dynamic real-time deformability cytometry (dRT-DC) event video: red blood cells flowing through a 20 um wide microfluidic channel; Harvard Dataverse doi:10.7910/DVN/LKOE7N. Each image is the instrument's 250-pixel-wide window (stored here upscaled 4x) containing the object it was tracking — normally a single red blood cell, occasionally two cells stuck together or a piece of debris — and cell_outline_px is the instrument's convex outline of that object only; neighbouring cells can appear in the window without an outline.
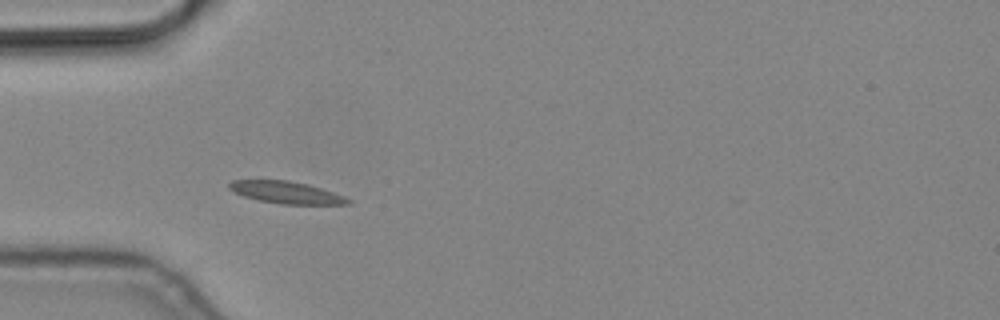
{"species": "common noctule bat (a hibernating species)", "species_latin": "Nyctalus noctula", "temperature_condition": "cold", "stored_images_in_passage": 7, "camera_frame_rate_fps": 3000, "um_per_image_px": 0.085, "animal": {"sex": "male", "body_mass_g": 19.2, "forearm_length_mm": 51.8}, "frame": {"image": 1, "passage_image": 6, "time_ms": 1.667, "image_size_px": [1000, 320], "cell_outline_px": [[352, 204], [280, 204], [256, 200], [244, 196], [228, 188], [228, 184], [232, 180], [288, 180], [308, 184], [344, 196], [352, 200]], "centroid_in_image_um": [24.33, 16.36], "position_along_channel_um": 60.7, "area_um2": 15.26}}
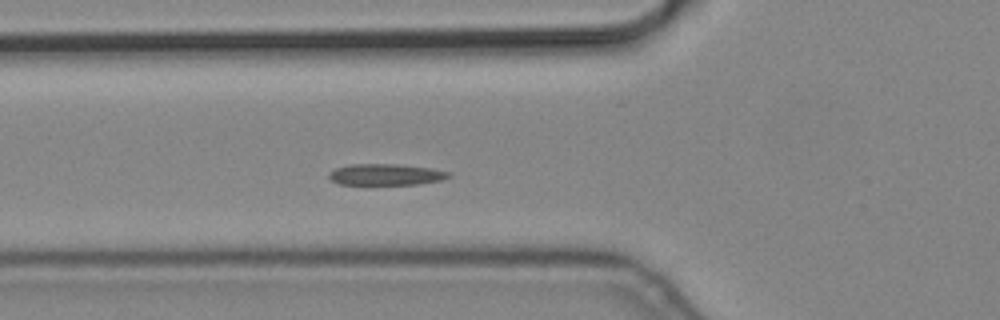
{"frame": {"image": 2, "passage_image": 7, "time_ms": 2.0, "image_size_px": [1000, 320], "cell_outline_px": [[452, 176], [440, 180], [416, 184], [340, 184], [332, 180], [328, 176], [328, 172], [336, 168], [348, 164], [400, 164], [428, 168], [448, 172]], "centroid_in_image_um": [32.75, 14.82], "position_along_channel_um": 93.1, "area_um2": 14.68}}